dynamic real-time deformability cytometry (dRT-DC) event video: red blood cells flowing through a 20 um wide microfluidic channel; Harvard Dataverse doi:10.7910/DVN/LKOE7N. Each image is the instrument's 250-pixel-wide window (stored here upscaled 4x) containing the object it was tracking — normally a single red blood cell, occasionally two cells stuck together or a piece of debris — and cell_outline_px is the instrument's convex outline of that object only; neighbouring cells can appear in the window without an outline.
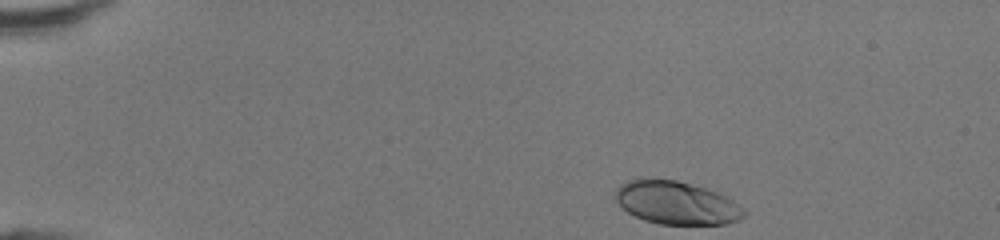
{"species": "human", "species_latin": "Homo sapiens", "temperature_condition": "room temperature", "stored_images_in_passage": 37, "camera_frame_rate_fps": 3000, "um_per_image_px": 0.085, "donor": {"sex": "female"}, "frame": {"image": 1, "passage_image": 1, "time_ms": 0.0, "image_size_px": [1000, 240], "cell_outline_px": [[744, 216], [740, 220], [728, 224], [660, 224], [644, 220], [628, 212], [616, 200], [616, 188], [620, 184], [628, 180], [656, 176], [676, 180], [692, 184], [716, 192], [732, 200], [744, 212]], "centroid_in_image_um": [57.45, 17.21], "position_along_channel_um": 27.5, "area_um2": 32.31}}
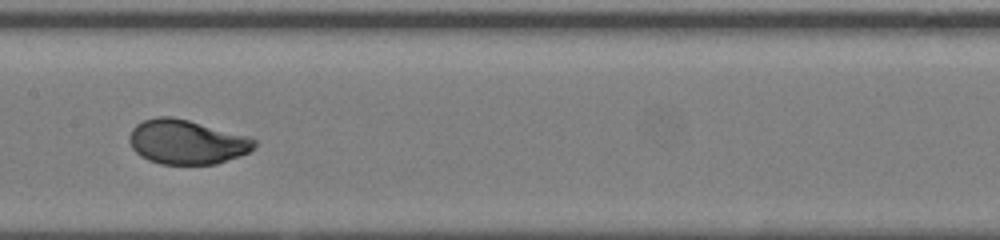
{"frame": {"image": 2, "passage_image": 19, "time_ms": 6.0, "image_size_px": [1000, 240], "cell_outline_px": [[256, 148], [240, 156], [216, 164], [160, 164], [148, 160], [140, 156], [132, 148], [128, 140], [128, 136], [132, 128], [136, 124], [144, 120], [156, 116], [172, 116], [188, 120], [248, 136], [256, 140]], "centroid_in_image_um": [15.85, 12.07], "position_along_channel_um": 191.6, "area_um2": 32.54}}
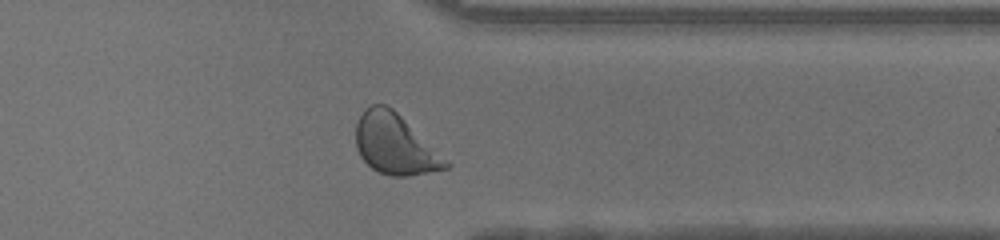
{"frame": {"image": 3, "passage_image": 32, "time_ms": 10.333, "image_size_px": [1000, 240], "cell_outline_px": [[452, 164], [448, 168], [408, 176], [392, 176], [380, 172], [372, 168], [360, 156], [356, 148], [356, 124], [364, 108], [372, 104], [384, 104], [392, 108]], "centroid_in_image_um": [33.55, 12.26], "position_along_channel_um": 377.8, "area_um2": 31.27}, "authors_computed_cell_mechanics": {"area_um2": 32.2524, "velocity_mm_per_s": 4.3134, "shape_relaxation_time_tau1_ms": 2.6811, "shape_relaxation_time_tau2_ms": null, "deformation_change_tau1": 0.1508, "deformation_change_tau2": null}}